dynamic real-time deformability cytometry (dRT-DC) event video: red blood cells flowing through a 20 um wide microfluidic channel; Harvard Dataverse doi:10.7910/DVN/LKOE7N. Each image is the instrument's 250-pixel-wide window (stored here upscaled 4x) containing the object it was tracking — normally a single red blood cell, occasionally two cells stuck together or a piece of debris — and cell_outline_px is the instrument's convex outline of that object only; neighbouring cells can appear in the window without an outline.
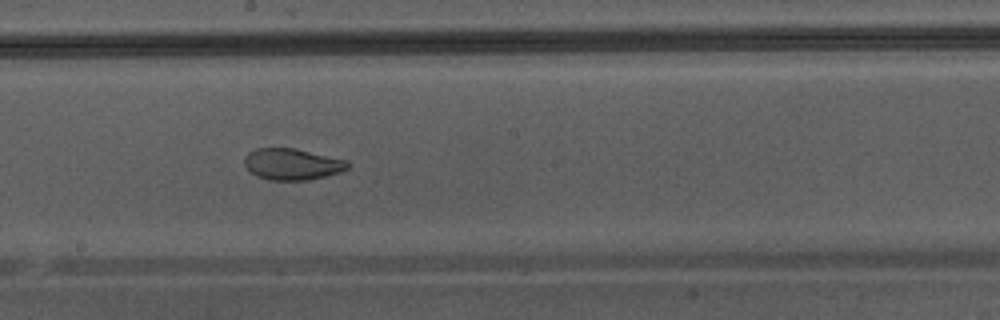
{"species": "Egyptian fruit bat (a non-hibernating species)", "species_latin": "Rousettus aegyptiacus", "temperature_condition": "warm", "stored_images_in_passage": 47, "camera_frame_rate_fps": 3000, "um_per_image_px": 0.085, "animal": {"sex": "male"}, "frame": {"image": 1, "passage_image": 27, "time_ms": 8.667, "image_size_px": [1000, 320], "cell_outline_px": [[348, 168], [340, 172], [308, 180], [268, 180], [256, 176], [244, 164], [244, 156], [248, 152], [256, 148], [296, 148], [348, 160]], "centroid_in_image_um": [24.82, 13.94], "position_along_channel_um": 223.4, "area_um2": 18.96}}